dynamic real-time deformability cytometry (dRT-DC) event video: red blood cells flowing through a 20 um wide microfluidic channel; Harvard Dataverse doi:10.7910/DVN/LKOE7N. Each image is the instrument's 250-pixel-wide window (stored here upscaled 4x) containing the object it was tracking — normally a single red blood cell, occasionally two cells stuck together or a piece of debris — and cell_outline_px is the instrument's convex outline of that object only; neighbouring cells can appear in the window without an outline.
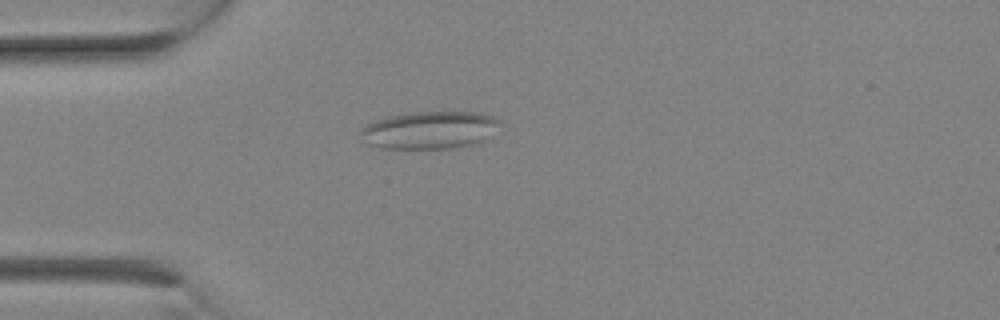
{"species": "Egyptian fruit bat (a non-hibernating species)", "species_latin": "Rousettus aegyptiacus", "temperature_condition": "room temperature", "stored_images_in_passage": 4, "camera_frame_rate_fps": 3000, "um_per_image_px": 0.085, "animal": {"sex": "female"}, "frame": {"image": 1, "passage_image": 4, "time_ms": 1.0, "image_size_px": [1000, 320], "cell_outline_px": [[504, 124], [488, 140], [476, 144], [452, 148], [380, 148], [364, 144], [360, 132], [368, 124], [376, 120], [392, 116], [416, 112], [480, 112], [492, 116], [500, 120]], "centroid_in_image_um": [36.63, 11.07], "position_along_channel_um": 48.4, "area_um2": 30.87}}